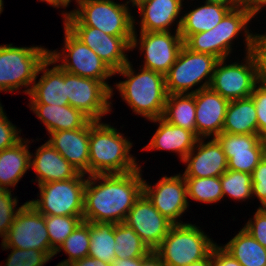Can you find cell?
<instances>
[{
  "label": "cell",
  "instance_id": "cell-1",
  "mask_svg": "<svg viewBox=\"0 0 266 266\" xmlns=\"http://www.w3.org/2000/svg\"><path fill=\"white\" fill-rule=\"evenodd\" d=\"M141 168L130 173L88 175L83 221L125 222L129 210L143 193ZM97 180H102L96 186Z\"/></svg>",
  "mask_w": 266,
  "mask_h": 266
},
{
  "label": "cell",
  "instance_id": "cell-2",
  "mask_svg": "<svg viewBox=\"0 0 266 266\" xmlns=\"http://www.w3.org/2000/svg\"><path fill=\"white\" fill-rule=\"evenodd\" d=\"M89 120V175L122 174L139 169L132 143L116 128ZM123 136V137H122Z\"/></svg>",
  "mask_w": 266,
  "mask_h": 266
},
{
  "label": "cell",
  "instance_id": "cell-3",
  "mask_svg": "<svg viewBox=\"0 0 266 266\" xmlns=\"http://www.w3.org/2000/svg\"><path fill=\"white\" fill-rule=\"evenodd\" d=\"M134 72L130 61L115 72L127 78L116 84L118 91L136 114L148 120L162 117L168 95L165 76L146 68Z\"/></svg>",
  "mask_w": 266,
  "mask_h": 266
},
{
  "label": "cell",
  "instance_id": "cell-4",
  "mask_svg": "<svg viewBox=\"0 0 266 266\" xmlns=\"http://www.w3.org/2000/svg\"><path fill=\"white\" fill-rule=\"evenodd\" d=\"M252 17L247 6L229 10L213 29L191 34L184 45L193 52L211 54L226 59L231 53V41L244 29L247 53L253 51L254 35L247 31L248 22Z\"/></svg>",
  "mask_w": 266,
  "mask_h": 266
},
{
  "label": "cell",
  "instance_id": "cell-5",
  "mask_svg": "<svg viewBox=\"0 0 266 266\" xmlns=\"http://www.w3.org/2000/svg\"><path fill=\"white\" fill-rule=\"evenodd\" d=\"M78 9L65 12V26H90L112 36H134L135 19L126 4L112 0H77Z\"/></svg>",
  "mask_w": 266,
  "mask_h": 266
},
{
  "label": "cell",
  "instance_id": "cell-6",
  "mask_svg": "<svg viewBox=\"0 0 266 266\" xmlns=\"http://www.w3.org/2000/svg\"><path fill=\"white\" fill-rule=\"evenodd\" d=\"M180 222L171 226L154 250L165 266H189L208 257L216 245L199 227Z\"/></svg>",
  "mask_w": 266,
  "mask_h": 266
},
{
  "label": "cell",
  "instance_id": "cell-7",
  "mask_svg": "<svg viewBox=\"0 0 266 266\" xmlns=\"http://www.w3.org/2000/svg\"><path fill=\"white\" fill-rule=\"evenodd\" d=\"M49 57L43 47L0 45V91L14 92L25 86L29 94L32 83L40 74L39 66ZM29 87V88H28Z\"/></svg>",
  "mask_w": 266,
  "mask_h": 266
},
{
  "label": "cell",
  "instance_id": "cell-8",
  "mask_svg": "<svg viewBox=\"0 0 266 266\" xmlns=\"http://www.w3.org/2000/svg\"><path fill=\"white\" fill-rule=\"evenodd\" d=\"M218 61L219 59L211 54L196 53L183 45L175 63L165 75L167 93L194 94L201 89L210 87L214 69ZM204 79L205 82L200 87L188 92L189 89L199 82H203L202 80Z\"/></svg>",
  "mask_w": 266,
  "mask_h": 266
},
{
  "label": "cell",
  "instance_id": "cell-9",
  "mask_svg": "<svg viewBox=\"0 0 266 266\" xmlns=\"http://www.w3.org/2000/svg\"><path fill=\"white\" fill-rule=\"evenodd\" d=\"M84 176L79 173L72 179L38 185L40 199L28 202L42 215L83 216L87 182Z\"/></svg>",
  "mask_w": 266,
  "mask_h": 266
},
{
  "label": "cell",
  "instance_id": "cell-10",
  "mask_svg": "<svg viewBox=\"0 0 266 266\" xmlns=\"http://www.w3.org/2000/svg\"><path fill=\"white\" fill-rule=\"evenodd\" d=\"M245 64L224 65L220 59L214 69L210 88L228 101L250 97L261 80L259 65L254 52L246 53Z\"/></svg>",
  "mask_w": 266,
  "mask_h": 266
},
{
  "label": "cell",
  "instance_id": "cell-11",
  "mask_svg": "<svg viewBox=\"0 0 266 266\" xmlns=\"http://www.w3.org/2000/svg\"><path fill=\"white\" fill-rule=\"evenodd\" d=\"M2 247L50 251V239L45 217L29 202L24 203L2 240Z\"/></svg>",
  "mask_w": 266,
  "mask_h": 266
},
{
  "label": "cell",
  "instance_id": "cell-12",
  "mask_svg": "<svg viewBox=\"0 0 266 266\" xmlns=\"http://www.w3.org/2000/svg\"><path fill=\"white\" fill-rule=\"evenodd\" d=\"M79 40L91 48L114 72L120 70L129 61L125 50L137 46L134 36H112L90 26H66Z\"/></svg>",
  "mask_w": 266,
  "mask_h": 266
},
{
  "label": "cell",
  "instance_id": "cell-13",
  "mask_svg": "<svg viewBox=\"0 0 266 266\" xmlns=\"http://www.w3.org/2000/svg\"><path fill=\"white\" fill-rule=\"evenodd\" d=\"M112 91L101 81L67 72L69 105L80 110L92 121H100L111 110L108 99Z\"/></svg>",
  "mask_w": 266,
  "mask_h": 266
},
{
  "label": "cell",
  "instance_id": "cell-14",
  "mask_svg": "<svg viewBox=\"0 0 266 266\" xmlns=\"http://www.w3.org/2000/svg\"><path fill=\"white\" fill-rule=\"evenodd\" d=\"M64 30L65 45L63 55L65 54V56L62 59V64L58 66L68 73L101 81L113 93L112 87L105 80L114 75L115 72L65 25ZM65 51L68 53L66 54Z\"/></svg>",
  "mask_w": 266,
  "mask_h": 266
},
{
  "label": "cell",
  "instance_id": "cell-15",
  "mask_svg": "<svg viewBox=\"0 0 266 266\" xmlns=\"http://www.w3.org/2000/svg\"><path fill=\"white\" fill-rule=\"evenodd\" d=\"M216 139L228 160V170L251 174L266 154V140L258 134L222 132Z\"/></svg>",
  "mask_w": 266,
  "mask_h": 266
},
{
  "label": "cell",
  "instance_id": "cell-16",
  "mask_svg": "<svg viewBox=\"0 0 266 266\" xmlns=\"http://www.w3.org/2000/svg\"><path fill=\"white\" fill-rule=\"evenodd\" d=\"M124 223L136 232L151 251L158 247L173 225L144 193L135 201Z\"/></svg>",
  "mask_w": 266,
  "mask_h": 266
},
{
  "label": "cell",
  "instance_id": "cell-17",
  "mask_svg": "<svg viewBox=\"0 0 266 266\" xmlns=\"http://www.w3.org/2000/svg\"><path fill=\"white\" fill-rule=\"evenodd\" d=\"M143 193L153 203L154 207L173 224H180L178 218L187 210V188L184 176L177 174L162 177L155 184L149 186L143 182Z\"/></svg>",
  "mask_w": 266,
  "mask_h": 266
},
{
  "label": "cell",
  "instance_id": "cell-18",
  "mask_svg": "<svg viewBox=\"0 0 266 266\" xmlns=\"http://www.w3.org/2000/svg\"><path fill=\"white\" fill-rule=\"evenodd\" d=\"M140 50L145 51L144 67L163 74L169 72L184 45L179 31L140 32Z\"/></svg>",
  "mask_w": 266,
  "mask_h": 266
},
{
  "label": "cell",
  "instance_id": "cell-19",
  "mask_svg": "<svg viewBox=\"0 0 266 266\" xmlns=\"http://www.w3.org/2000/svg\"><path fill=\"white\" fill-rule=\"evenodd\" d=\"M60 52L49 51V57L39 66V71L43 75L30 87V104L47 105H69L67 97V72L58 65L52 69H47L48 65L56 63L61 59Z\"/></svg>",
  "mask_w": 266,
  "mask_h": 266
},
{
  "label": "cell",
  "instance_id": "cell-20",
  "mask_svg": "<svg viewBox=\"0 0 266 266\" xmlns=\"http://www.w3.org/2000/svg\"><path fill=\"white\" fill-rule=\"evenodd\" d=\"M196 136L200 139L222 133L229 101L210 87L195 93Z\"/></svg>",
  "mask_w": 266,
  "mask_h": 266
},
{
  "label": "cell",
  "instance_id": "cell-21",
  "mask_svg": "<svg viewBox=\"0 0 266 266\" xmlns=\"http://www.w3.org/2000/svg\"><path fill=\"white\" fill-rule=\"evenodd\" d=\"M202 139L197 140L196 147L183 160L188 163L182 174L184 177H220L228 169V160L218 140L213 138L204 143Z\"/></svg>",
  "mask_w": 266,
  "mask_h": 266
},
{
  "label": "cell",
  "instance_id": "cell-22",
  "mask_svg": "<svg viewBox=\"0 0 266 266\" xmlns=\"http://www.w3.org/2000/svg\"><path fill=\"white\" fill-rule=\"evenodd\" d=\"M48 142L79 173L89 175V121L79 129L50 133Z\"/></svg>",
  "mask_w": 266,
  "mask_h": 266
},
{
  "label": "cell",
  "instance_id": "cell-23",
  "mask_svg": "<svg viewBox=\"0 0 266 266\" xmlns=\"http://www.w3.org/2000/svg\"><path fill=\"white\" fill-rule=\"evenodd\" d=\"M30 154V168L37 173L38 185L75 178L79 172L48 141Z\"/></svg>",
  "mask_w": 266,
  "mask_h": 266
},
{
  "label": "cell",
  "instance_id": "cell-24",
  "mask_svg": "<svg viewBox=\"0 0 266 266\" xmlns=\"http://www.w3.org/2000/svg\"><path fill=\"white\" fill-rule=\"evenodd\" d=\"M153 122H159V127L151 138L149 144L144 147L147 150L162 149L171 150L179 153L183 161L188 153L195 147L199 139L192 131L174 126L162 117L152 119Z\"/></svg>",
  "mask_w": 266,
  "mask_h": 266
},
{
  "label": "cell",
  "instance_id": "cell-25",
  "mask_svg": "<svg viewBox=\"0 0 266 266\" xmlns=\"http://www.w3.org/2000/svg\"><path fill=\"white\" fill-rule=\"evenodd\" d=\"M30 108L44 123L49 134L82 128L90 120L70 105L31 104Z\"/></svg>",
  "mask_w": 266,
  "mask_h": 266
},
{
  "label": "cell",
  "instance_id": "cell-26",
  "mask_svg": "<svg viewBox=\"0 0 266 266\" xmlns=\"http://www.w3.org/2000/svg\"><path fill=\"white\" fill-rule=\"evenodd\" d=\"M182 8V0H150L140 8V32L169 31Z\"/></svg>",
  "mask_w": 266,
  "mask_h": 266
},
{
  "label": "cell",
  "instance_id": "cell-27",
  "mask_svg": "<svg viewBox=\"0 0 266 266\" xmlns=\"http://www.w3.org/2000/svg\"><path fill=\"white\" fill-rule=\"evenodd\" d=\"M28 141L21 139L13 147L0 151V189L14 187L30 168Z\"/></svg>",
  "mask_w": 266,
  "mask_h": 266
},
{
  "label": "cell",
  "instance_id": "cell-28",
  "mask_svg": "<svg viewBox=\"0 0 266 266\" xmlns=\"http://www.w3.org/2000/svg\"><path fill=\"white\" fill-rule=\"evenodd\" d=\"M230 9L213 3H206L197 7L180 18L176 31L180 32L183 41L191 34L213 29Z\"/></svg>",
  "mask_w": 266,
  "mask_h": 266
},
{
  "label": "cell",
  "instance_id": "cell-29",
  "mask_svg": "<svg viewBox=\"0 0 266 266\" xmlns=\"http://www.w3.org/2000/svg\"><path fill=\"white\" fill-rule=\"evenodd\" d=\"M222 132L258 134L256 108L251 97L229 101Z\"/></svg>",
  "mask_w": 266,
  "mask_h": 266
},
{
  "label": "cell",
  "instance_id": "cell-30",
  "mask_svg": "<svg viewBox=\"0 0 266 266\" xmlns=\"http://www.w3.org/2000/svg\"><path fill=\"white\" fill-rule=\"evenodd\" d=\"M195 93L168 94L162 118L196 135Z\"/></svg>",
  "mask_w": 266,
  "mask_h": 266
},
{
  "label": "cell",
  "instance_id": "cell-31",
  "mask_svg": "<svg viewBox=\"0 0 266 266\" xmlns=\"http://www.w3.org/2000/svg\"><path fill=\"white\" fill-rule=\"evenodd\" d=\"M224 249L242 266H266V248L244 228L224 246Z\"/></svg>",
  "mask_w": 266,
  "mask_h": 266
},
{
  "label": "cell",
  "instance_id": "cell-32",
  "mask_svg": "<svg viewBox=\"0 0 266 266\" xmlns=\"http://www.w3.org/2000/svg\"><path fill=\"white\" fill-rule=\"evenodd\" d=\"M115 224L113 222H89L90 246L88 256L112 264L116 259Z\"/></svg>",
  "mask_w": 266,
  "mask_h": 266
},
{
  "label": "cell",
  "instance_id": "cell-33",
  "mask_svg": "<svg viewBox=\"0 0 266 266\" xmlns=\"http://www.w3.org/2000/svg\"><path fill=\"white\" fill-rule=\"evenodd\" d=\"M116 258L131 259L147 256L151 250L136 234V232L124 222L115 224Z\"/></svg>",
  "mask_w": 266,
  "mask_h": 266
},
{
  "label": "cell",
  "instance_id": "cell-34",
  "mask_svg": "<svg viewBox=\"0 0 266 266\" xmlns=\"http://www.w3.org/2000/svg\"><path fill=\"white\" fill-rule=\"evenodd\" d=\"M187 196L204 203L218 202L223 198L220 177H184Z\"/></svg>",
  "mask_w": 266,
  "mask_h": 266
},
{
  "label": "cell",
  "instance_id": "cell-35",
  "mask_svg": "<svg viewBox=\"0 0 266 266\" xmlns=\"http://www.w3.org/2000/svg\"><path fill=\"white\" fill-rule=\"evenodd\" d=\"M90 237L89 222L82 221L75 230L66 238V240L58 247L55 254L63 249L69 258L60 264L70 265L71 263L88 257Z\"/></svg>",
  "mask_w": 266,
  "mask_h": 266
},
{
  "label": "cell",
  "instance_id": "cell-36",
  "mask_svg": "<svg viewBox=\"0 0 266 266\" xmlns=\"http://www.w3.org/2000/svg\"><path fill=\"white\" fill-rule=\"evenodd\" d=\"M44 217L50 239V251L55 255L58 247L83 221V216L44 215Z\"/></svg>",
  "mask_w": 266,
  "mask_h": 266
},
{
  "label": "cell",
  "instance_id": "cell-37",
  "mask_svg": "<svg viewBox=\"0 0 266 266\" xmlns=\"http://www.w3.org/2000/svg\"><path fill=\"white\" fill-rule=\"evenodd\" d=\"M223 198L229 195L236 200H245L252 197V175L248 173L226 170L220 176Z\"/></svg>",
  "mask_w": 266,
  "mask_h": 266
},
{
  "label": "cell",
  "instance_id": "cell-38",
  "mask_svg": "<svg viewBox=\"0 0 266 266\" xmlns=\"http://www.w3.org/2000/svg\"><path fill=\"white\" fill-rule=\"evenodd\" d=\"M12 249L7 258L5 266H43L52 259L54 254L51 251H38L35 249H17L14 247H3Z\"/></svg>",
  "mask_w": 266,
  "mask_h": 266
},
{
  "label": "cell",
  "instance_id": "cell-39",
  "mask_svg": "<svg viewBox=\"0 0 266 266\" xmlns=\"http://www.w3.org/2000/svg\"><path fill=\"white\" fill-rule=\"evenodd\" d=\"M17 202L16 197L12 199V194L9 189H0V237L4 238L7 235L17 211L21 208L18 207L17 210H14L16 209Z\"/></svg>",
  "mask_w": 266,
  "mask_h": 266
},
{
  "label": "cell",
  "instance_id": "cell-40",
  "mask_svg": "<svg viewBox=\"0 0 266 266\" xmlns=\"http://www.w3.org/2000/svg\"><path fill=\"white\" fill-rule=\"evenodd\" d=\"M258 85L256 84L250 97L256 108L258 135L266 140V81L260 80Z\"/></svg>",
  "mask_w": 266,
  "mask_h": 266
},
{
  "label": "cell",
  "instance_id": "cell-41",
  "mask_svg": "<svg viewBox=\"0 0 266 266\" xmlns=\"http://www.w3.org/2000/svg\"><path fill=\"white\" fill-rule=\"evenodd\" d=\"M20 131L10 121L0 104V151L13 147L22 138L18 135Z\"/></svg>",
  "mask_w": 266,
  "mask_h": 266
},
{
  "label": "cell",
  "instance_id": "cell-42",
  "mask_svg": "<svg viewBox=\"0 0 266 266\" xmlns=\"http://www.w3.org/2000/svg\"><path fill=\"white\" fill-rule=\"evenodd\" d=\"M252 195L260 200L262 208L266 207V154L252 173Z\"/></svg>",
  "mask_w": 266,
  "mask_h": 266
},
{
  "label": "cell",
  "instance_id": "cell-43",
  "mask_svg": "<svg viewBox=\"0 0 266 266\" xmlns=\"http://www.w3.org/2000/svg\"><path fill=\"white\" fill-rule=\"evenodd\" d=\"M253 219L249 220L243 227L255 240L266 247V207H259Z\"/></svg>",
  "mask_w": 266,
  "mask_h": 266
},
{
  "label": "cell",
  "instance_id": "cell-44",
  "mask_svg": "<svg viewBox=\"0 0 266 266\" xmlns=\"http://www.w3.org/2000/svg\"><path fill=\"white\" fill-rule=\"evenodd\" d=\"M253 52L258 61L260 78L266 81V34L254 35Z\"/></svg>",
  "mask_w": 266,
  "mask_h": 266
},
{
  "label": "cell",
  "instance_id": "cell-45",
  "mask_svg": "<svg viewBox=\"0 0 266 266\" xmlns=\"http://www.w3.org/2000/svg\"><path fill=\"white\" fill-rule=\"evenodd\" d=\"M212 266H242L223 246L215 245L211 252Z\"/></svg>",
  "mask_w": 266,
  "mask_h": 266
},
{
  "label": "cell",
  "instance_id": "cell-46",
  "mask_svg": "<svg viewBox=\"0 0 266 266\" xmlns=\"http://www.w3.org/2000/svg\"><path fill=\"white\" fill-rule=\"evenodd\" d=\"M140 266H165L160 257L151 251L147 256L140 257Z\"/></svg>",
  "mask_w": 266,
  "mask_h": 266
},
{
  "label": "cell",
  "instance_id": "cell-47",
  "mask_svg": "<svg viewBox=\"0 0 266 266\" xmlns=\"http://www.w3.org/2000/svg\"><path fill=\"white\" fill-rule=\"evenodd\" d=\"M70 266H111V264L105 263L93 257H84L81 260L75 261Z\"/></svg>",
  "mask_w": 266,
  "mask_h": 266
},
{
  "label": "cell",
  "instance_id": "cell-48",
  "mask_svg": "<svg viewBox=\"0 0 266 266\" xmlns=\"http://www.w3.org/2000/svg\"><path fill=\"white\" fill-rule=\"evenodd\" d=\"M205 2L225 6L230 10L245 6L242 0H206Z\"/></svg>",
  "mask_w": 266,
  "mask_h": 266
},
{
  "label": "cell",
  "instance_id": "cell-49",
  "mask_svg": "<svg viewBox=\"0 0 266 266\" xmlns=\"http://www.w3.org/2000/svg\"><path fill=\"white\" fill-rule=\"evenodd\" d=\"M246 6L253 17L262 9L263 6H266V0H250Z\"/></svg>",
  "mask_w": 266,
  "mask_h": 266
},
{
  "label": "cell",
  "instance_id": "cell-50",
  "mask_svg": "<svg viewBox=\"0 0 266 266\" xmlns=\"http://www.w3.org/2000/svg\"><path fill=\"white\" fill-rule=\"evenodd\" d=\"M111 266H140V257L131 259L116 258Z\"/></svg>",
  "mask_w": 266,
  "mask_h": 266
},
{
  "label": "cell",
  "instance_id": "cell-51",
  "mask_svg": "<svg viewBox=\"0 0 266 266\" xmlns=\"http://www.w3.org/2000/svg\"><path fill=\"white\" fill-rule=\"evenodd\" d=\"M189 266H212L211 254L204 259H201V260L196 261V262H192Z\"/></svg>",
  "mask_w": 266,
  "mask_h": 266
},
{
  "label": "cell",
  "instance_id": "cell-52",
  "mask_svg": "<svg viewBox=\"0 0 266 266\" xmlns=\"http://www.w3.org/2000/svg\"><path fill=\"white\" fill-rule=\"evenodd\" d=\"M71 0H49V4L53 5L54 7H67Z\"/></svg>",
  "mask_w": 266,
  "mask_h": 266
},
{
  "label": "cell",
  "instance_id": "cell-53",
  "mask_svg": "<svg viewBox=\"0 0 266 266\" xmlns=\"http://www.w3.org/2000/svg\"><path fill=\"white\" fill-rule=\"evenodd\" d=\"M150 0H129L127 3L132 2L133 6H137V8H140L143 4L149 2Z\"/></svg>",
  "mask_w": 266,
  "mask_h": 266
},
{
  "label": "cell",
  "instance_id": "cell-54",
  "mask_svg": "<svg viewBox=\"0 0 266 266\" xmlns=\"http://www.w3.org/2000/svg\"><path fill=\"white\" fill-rule=\"evenodd\" d=\"M2 9H3V0H0V14L2 12Z\"/></svg>",
  "mask_w": 266,
  "mask_h": 266
},
{
  "label": "cell",
  "instance_id": "cell-55",
  "mask_svg": "<svg viewBox=\"0 0 266 266\" xmlns=\"http://www.w3.org/2000/svg\"><path fill=\"white\" fill-rule=\"evenodd\" d=\"M250 0H242V2L246 5Z\"/></svg>",
  "mask_w": 266,
  "mask_h": 266
},
{
  "label": "cell",
  "instance_id": "cell-56",
  "mask_svg": "<svg viewBox=\"0 0 266 266\" xmlns=\"http://www.w3.org/2000/svg\"><path fill=\"white\" fill-rule=\"evenodd\" d=\"M56 266H70V265H65V264H58V265H56Z\"/></svg>",
  "mask_w": 266,
  "mask_h": 266
},
{
  "label": "cell",
  "instance_id": "cell-57",
  "mask_svg": "<svg viewBox=\"0 0 266 266\" xmlns=\"http://www.w3.org/2000/svg\"><path fill=\"white\" fill-rule=\"evenodd\" d=\"M40 1H43V2H45V1H46V2L49 4V0H40Z\"/></svg>",
  "mask_w": 266,
  "mask_h": 266
}]
</instances>
